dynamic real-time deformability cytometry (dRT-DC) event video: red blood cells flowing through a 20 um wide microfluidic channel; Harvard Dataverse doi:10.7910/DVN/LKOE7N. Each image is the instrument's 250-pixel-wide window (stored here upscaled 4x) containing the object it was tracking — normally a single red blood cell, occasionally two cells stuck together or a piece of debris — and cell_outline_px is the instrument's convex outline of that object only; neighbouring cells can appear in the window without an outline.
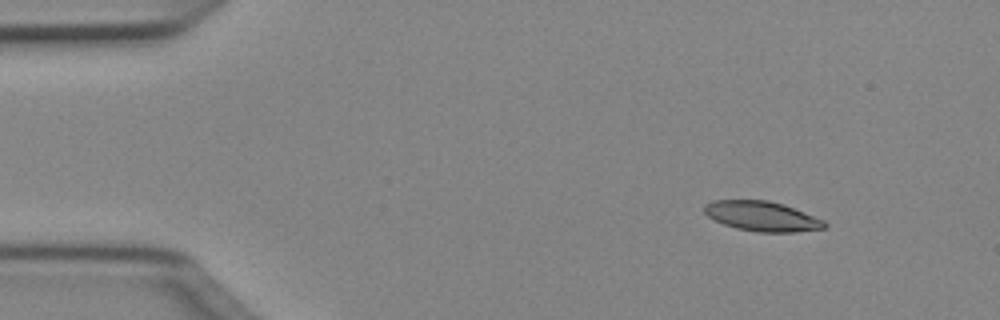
{"species": "Egyptian fruit bat (a non-hibernating species)", "species_latin": "Rousettus aegyptiacus", "temperature_condition": "cold", "stored_images_in_passage": 6, "camera_frame_rate_fps": 3000, "um_per_image_px": 0.085, "animal": {"sex": "female"}, "frame": {"image": 1, "passage_image": 6, "time_ms": 1.667, "image_size_px": [1000, 320], "cell_outline_px": [[828, 224], [824, 228], [796, 232], [756, 232], [736, 228], [724, 224], [708, 216], [704, 212], [704, 204], [712, 200], [768, 200], [784, 204], [824, 220]], "centroid_in_image_um": [64.77, 18.37], "position_along_channel_um": 20.2, "area_um2": 20.92}}